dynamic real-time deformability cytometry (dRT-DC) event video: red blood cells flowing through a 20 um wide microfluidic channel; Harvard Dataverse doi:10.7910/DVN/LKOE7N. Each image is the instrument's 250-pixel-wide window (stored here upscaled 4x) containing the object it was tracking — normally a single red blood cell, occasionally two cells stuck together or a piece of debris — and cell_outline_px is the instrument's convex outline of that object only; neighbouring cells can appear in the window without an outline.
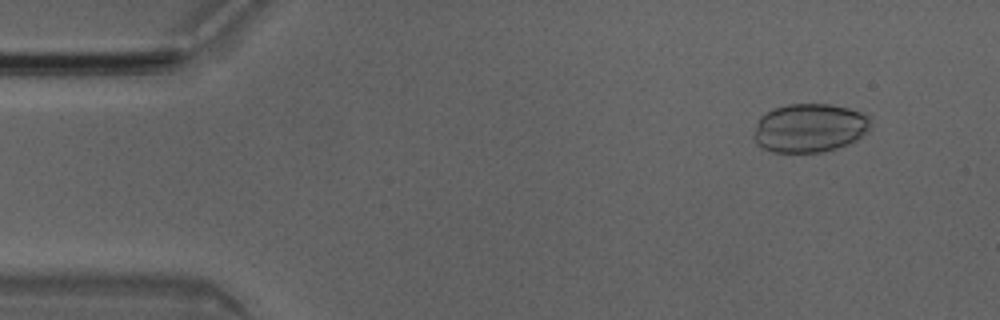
{"species": "Egyptian fruit bat (a non-hibernating species)", "species_latin": "Rousettus aegyptiacus", "temperature_condition": "room temperature", "stored_images_in_passage": 50, "camera_frame_rate_fps": 3000, "um_per_image_px": 0.085, "animal": {"sex": "male"}, "frame": {"image": 1, "passage_image": 5, "time_ms": 1.333, "image_size_px": [1000, 320], "cell_outline_px": [[872, 128], [868, 132], [856, 140], [848, 144], [836, 148], [820, 152], [772, 152], [760, 148], [752, 140], [752, 136], [756, 124], [760, 116], [772, 108], [788, 104], [828, 104], [848, 108], [860, 112], [868, 116], [872, 120]], "centroid_in_image_um": [68.79, 10.88], "position_along_channel_um": 16.2, "area_um2": 33.7}}
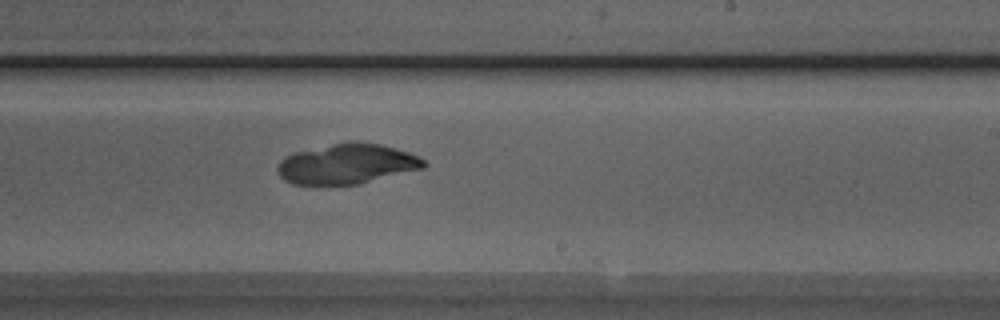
{"frame": {"image": 2, "passage_image": 30, "time_ms": 9.667, "image_size_px": [1000, 320], "cell_outline_px": [[428, 164], [424, 168], [360, 184], [292, 184], [284, 180], [280, 176], [276, 168], [280, 160], [284, 156], [292, 152], [348, 140], [380, 144], [396, 148], [420, 156]], "centroid_in_image_um": [29.49, 13.92], "position_along_channel_um": 259.5, "area_um2": 34.62}}
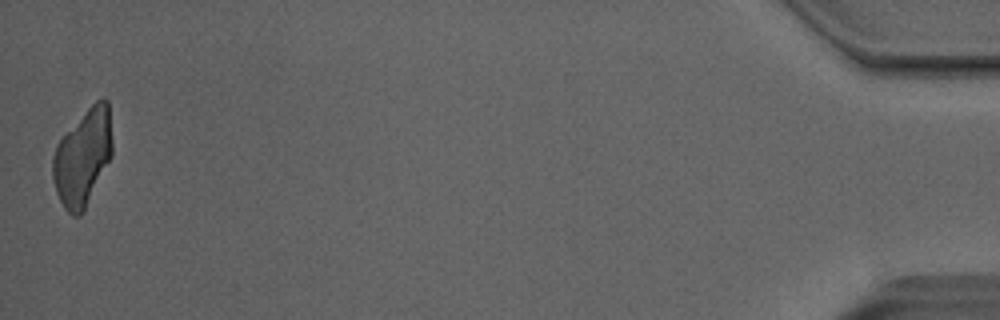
{"frame": {"image": 3, "passage_image": 50, "time_ms": 16.333, "image_size_px": [1000, 320], "cell_outline_px": [[112, 156], [84, 212], [80, 216], [72, 216], [64, 208], [56, 192], [52, 176], [52, 156], [56, 144], [88, 108], [96, 100], [104, 96], [108, 100], [112, 140]], "centroid_in_image_um": [7.04, 13.4], "position_along_channel_um": 428.2, "area_um2": 33.58}}